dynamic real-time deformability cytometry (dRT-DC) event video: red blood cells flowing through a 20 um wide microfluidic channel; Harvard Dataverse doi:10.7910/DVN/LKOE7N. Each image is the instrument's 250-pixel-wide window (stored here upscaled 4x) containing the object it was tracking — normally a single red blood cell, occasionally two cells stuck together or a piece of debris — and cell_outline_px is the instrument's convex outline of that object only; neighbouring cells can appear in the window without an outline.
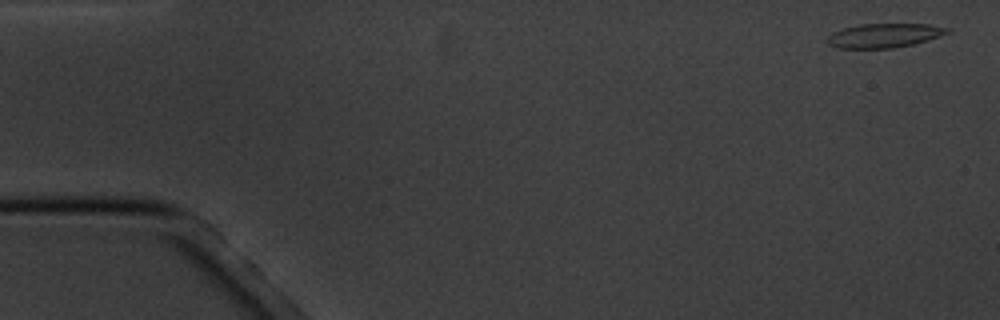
{"species": "common noctule bat (a hibernating species)", "species_latin": "Nyctalus noctula", "temperature_condition": "cold", "stored_images_in_passage": 5, "camera_frame_rate_fps": 3000, "um_per_image_px": 0.085, "animal": {"sex": "male", "body_mass_g": 20.1, "forearm_length_mm": 53.5}, "frame": {"image": 1, "passage_image": 1, "time_ms": 0.0, "image_size_px": [1000, 320], "cell_outline_px": [[952, 32], [912, 44], [892, 48], [836, 48], [828, 44], [828, 36], [832, 32], [856, 24], [928, 24], [952, 28]], "centroid_in_image_um": [75.16, 3.01], "position_along_channel_um": 9.8, "area_um2": 16.88}}